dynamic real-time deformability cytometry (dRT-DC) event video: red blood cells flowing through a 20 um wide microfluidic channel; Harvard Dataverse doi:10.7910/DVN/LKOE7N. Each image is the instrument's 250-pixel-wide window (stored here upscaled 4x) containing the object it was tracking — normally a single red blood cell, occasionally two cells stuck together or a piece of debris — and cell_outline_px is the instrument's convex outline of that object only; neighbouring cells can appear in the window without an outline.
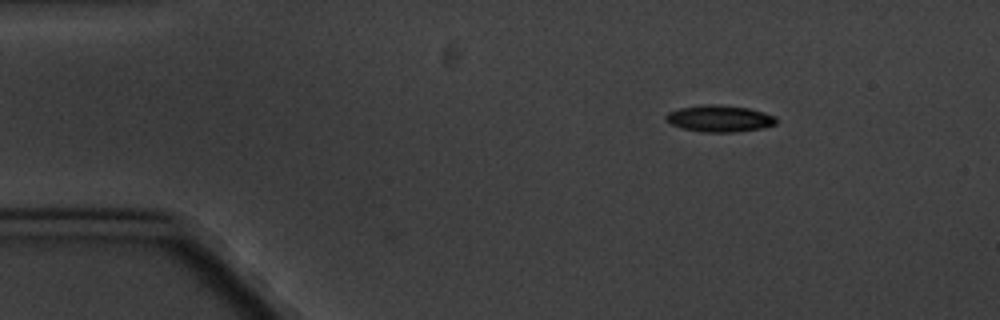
{"species": "common noctule bat (a hibernating species)", "species_latin": "Nyctalus noctula", "temperature_condition": "cold", "stored_images_in_passage": 2, "camera_frame_rate_fps": 3000, "um_per_image_px": 0.085, "animal": {"sex": "male", "body_mass_g": 20.1, "forearm_length_mm": 53.5}, "frame": {"image": 1, "passage_image": 2, "time_ms": 1.333, "image_size_px": [1000, 320], "cell_outline_px": [[776, 124], [764, 128], [732, 132], [700, 132], [684, 128], [672, 124], [664, 120], [664, 116], [668, 112], [680, 108], [704, 104], [720, 104], [748, 108], [764, 112], [776, 116]], "centroid_in_image_um": [61.16, 10.07], "position_along_channel_um": 23.8, "area_um2": 17.22}}